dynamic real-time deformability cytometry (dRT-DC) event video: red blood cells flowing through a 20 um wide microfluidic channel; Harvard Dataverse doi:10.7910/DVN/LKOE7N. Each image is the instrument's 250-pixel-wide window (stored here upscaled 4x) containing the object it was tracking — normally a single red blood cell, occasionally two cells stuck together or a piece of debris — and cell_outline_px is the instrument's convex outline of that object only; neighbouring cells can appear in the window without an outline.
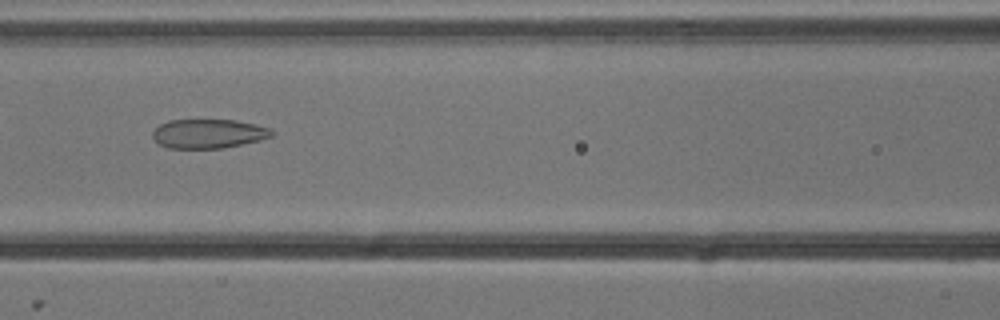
{"species": "common noctule bat (a hibernating species)", "species_latin": "Nyctalus noctula", "temperature_condition": "cold", "stored_images_in_passage": 7, "camera_frame_rate_fps": 3000, "um_per_image_px": 0.085, "animal": {"sex": "male", "body_mass_g": 13.3}, "frame": {"image": 1, "passage_image": 5, "time_ms": 1.333, "image_size_px": [1000, 320], "cell_outline_px": [[276, 132], [272, 136], [260, 140], [224, 148], [168, 148], [160, 144], [152, 136], [152, 132], [160, 124], [168, 120], [236, 120], [256, 124], [272, 128]], "centroid_in_image_um": [17.76, 11.35], "position_along_channel_um": 148.8, "area_um2": 20.35}}
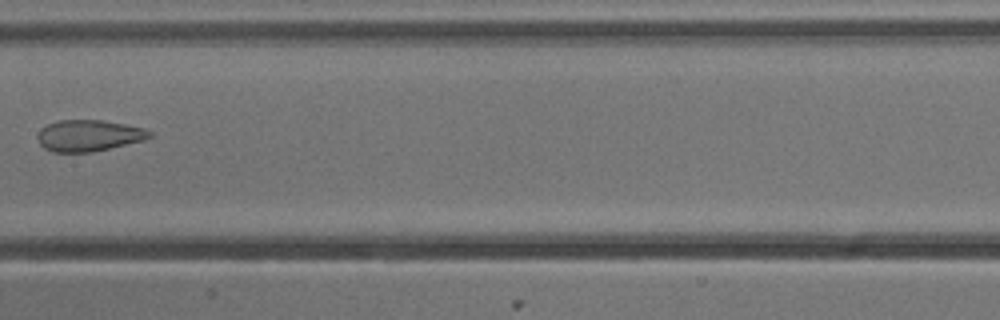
{"frame": {"image": 2, "passage_image": 6, "time_ms": 1.667, "image_size_px": [1000, 320], "cell_outline_px": [[152, 136], [144, 140], [92, 152], [52, 152], [44, 148], [40, 144], [36, 136], [40, 128], [56, 120], [100, 120], [124, 124], [144, 128], [152, 132]], "centroid_in_image_um": [7.51, 11.52], "position_along_channel_um": 199.9, "area_um2": 20.52}}
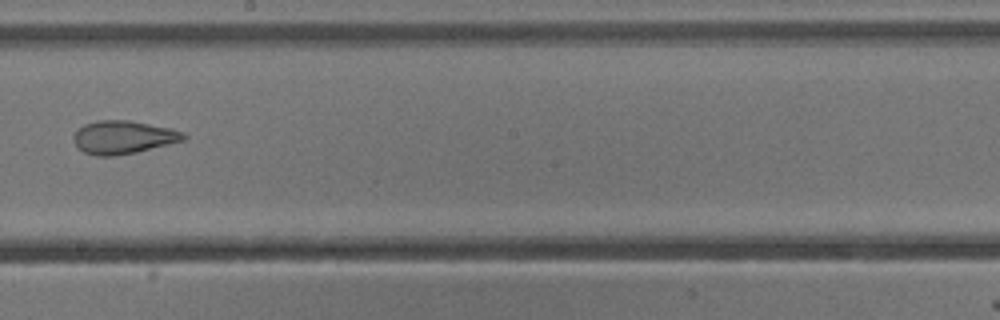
{"frame": {"image": 3, "passage_image": 7, "time_ms": 2.0, "image_size_px": [1000, 320], "cell_outline_px": [[188, 136], [184, 140], [136, 152], [116, 156], [96, 156], [84, 152], [76, 144], [72, 136], [84, 124], [96, 120], [128, 120], [172, 128], [184, 132]], "centroid_in_image_um": [10.49, 11.66], "position_along_channel_um": 237.7, "area_um2": 21.21}}